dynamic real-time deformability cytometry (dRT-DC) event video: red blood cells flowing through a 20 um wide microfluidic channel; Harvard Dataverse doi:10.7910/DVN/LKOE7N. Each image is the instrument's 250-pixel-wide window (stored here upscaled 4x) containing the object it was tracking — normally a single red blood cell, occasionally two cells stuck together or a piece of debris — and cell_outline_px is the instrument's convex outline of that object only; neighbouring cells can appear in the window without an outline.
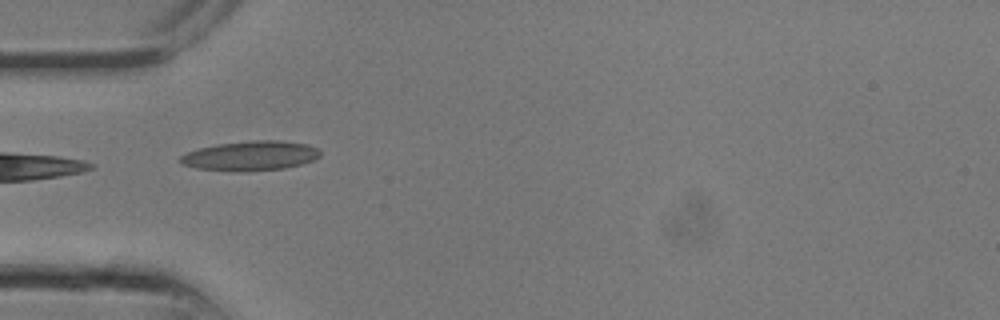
{"species": "common noctule bat (a hibernating species)", "species_latin": "Nyctalus noctula", "temperature_condition": "room temperature", "stored_images_in_passage": 11, "camera_frame_rate_fps": 3000, "um_per_image_px": 0.085, "animal": {"sex": "male", "body_mass_g": 13.3}, "frame": {"image": 1, "passage_image": 8, "time_ms": 2.333, "image_size_px": [1000, 320], "cell_outline_px": [[320, 156], [312, 160], [300, 164], [284, 168], [248, 172], [232, 172], [196, 168], [180, 164], [180, 156], [188, 152], [200, 148], [220, 144], [252, 140], [280, 140], [308, 144], [316, 148], [320, 152]], "centroid_in_image_um": [21.28, 13.25], "position_along_channel_um": 63.7, "area_um2": 24.22}}
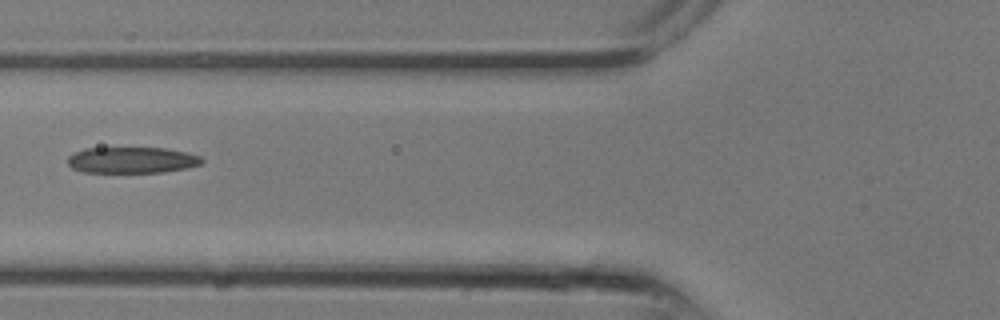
{"frame": {"image": 2, "passage_image": 10, "time_ms": 3.0, "image_size_px": [1000, 320], "cell_outline_px": [[204, 160], [200, 164], [184, 168], [164, 172], [80, 172], [72, 168], [68, 164], [68, 156], [72, 152], [84, 148], [164, 148], [184, 152], [200, 156]], "centroid_in_image_um": [11.14, 13.6], "position_along_channel_um": 114.7, "area_um2": 20.4}}